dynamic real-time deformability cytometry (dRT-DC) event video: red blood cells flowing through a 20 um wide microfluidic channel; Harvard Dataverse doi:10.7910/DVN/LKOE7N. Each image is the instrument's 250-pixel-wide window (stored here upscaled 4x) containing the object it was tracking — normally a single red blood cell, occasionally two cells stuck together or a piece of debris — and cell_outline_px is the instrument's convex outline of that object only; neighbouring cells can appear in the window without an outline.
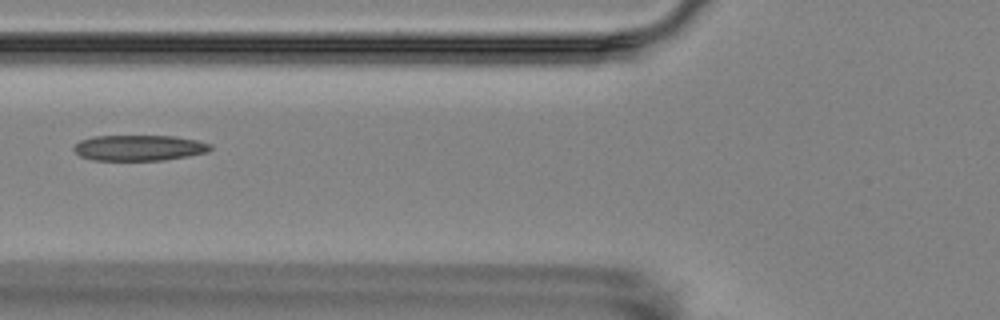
{"species": "Egyptian fruit bat (a non-hibernating species)", "species_latin": "Rousettus aegyptiacus", "temperature_condition": "room temperature", "stored_images_in_passage": 8, "camera_frame_rate_fps": 3000, "um_per_image_px": 0.085, "animal": {"sex": "female"}, "frame": {"image": 1, "passage_image": 7, "time_ms": 6.667, "image_size_px": [1000, 320], "cell_outline_px": [[212, 148], [208, 152], [188, 156], [164, 160], [92, 160], [80, 156], [72, 148], [80, 140], [92, 136], [176, 136], [196, 140], [212, 144]], "centroid_in_image_um": [11.83, 12.56], "position_along_channel_um": 114.0, "area_um2": 20.52}}